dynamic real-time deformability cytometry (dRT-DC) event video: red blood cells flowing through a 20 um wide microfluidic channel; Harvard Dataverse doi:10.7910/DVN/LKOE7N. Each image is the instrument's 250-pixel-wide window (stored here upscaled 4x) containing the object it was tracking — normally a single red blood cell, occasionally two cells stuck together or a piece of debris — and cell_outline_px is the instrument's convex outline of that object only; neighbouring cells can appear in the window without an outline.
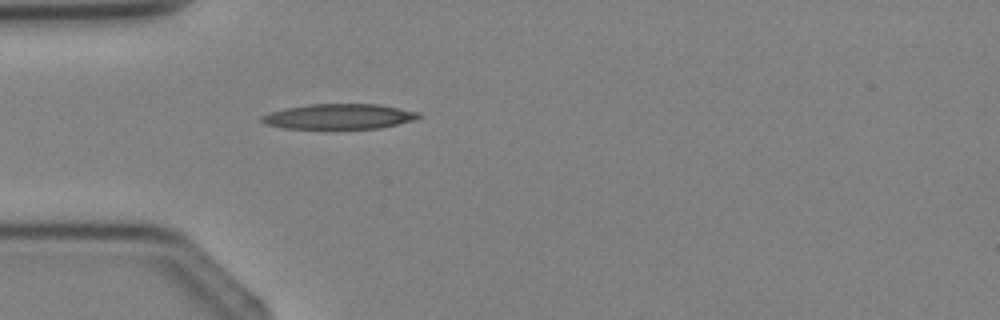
{"species": "Egyptian fruit bat (a non-hibernating species)", "species_latin": "Rousettus aegyptiacus", "temperature_condition": "cold", "stored_images_in_passage": 1, "camera_frame_rate_fps": 3000, "um_per_image_px": 0.085, "animal": {"sex": "female"}, "frame": {"image": 1, "passage_image": 1, "time_ms": 0.0, "image_size_px": [1000, 320], "cell_outline_px": [[424, 116], [416, 120], [380, 128], [284, 128], [264, 124], [260, 120], [260, 116], [268, 112], [284, 108], [308, 104], [380, 104], [420, 112]], "centroid_in_image_um": [28.84, 9.89], "position_along_channel_um": 56.2, "area_um2": 23.29}}